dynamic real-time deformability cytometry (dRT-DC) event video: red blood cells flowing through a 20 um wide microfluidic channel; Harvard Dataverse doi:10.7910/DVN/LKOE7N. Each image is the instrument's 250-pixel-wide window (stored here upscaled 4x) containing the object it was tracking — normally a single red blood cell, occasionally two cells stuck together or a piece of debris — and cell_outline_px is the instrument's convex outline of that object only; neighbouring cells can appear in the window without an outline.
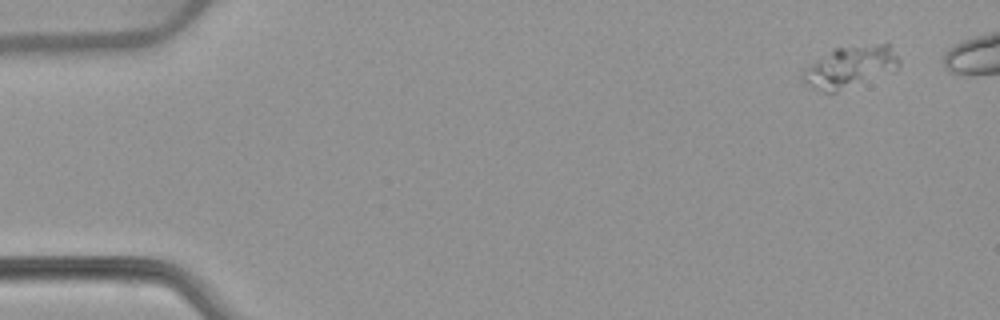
{"species": "common noctule bat (a hibernating species)", "species_latin": "Nyctalus noctula", "temperature_condition": "warm", "stored_images_in_passage": 5, "camera_frame_rate_fps": 3000, "um_per_image_px": 0.085, "animal": {"sex": "female", "body_mass_g": 22.7, "forearm_length_mm": 54.2}, "frame": {"image": 1, "passage_image": 1, "time_ms": 0.0, "image_size_px": [1000, 320], "cell_outline_px": [[900, 64], [896, 72], [836, 92], [824, 92], [804, 84], [800, 76], [804, 68], [836, 48], [880, 44], [888, 44], [900, 60]], "centroid_in_image_um": [72.28, 5.72], "position_along_channel_um": 12.7, "area_um2": 23.35}}